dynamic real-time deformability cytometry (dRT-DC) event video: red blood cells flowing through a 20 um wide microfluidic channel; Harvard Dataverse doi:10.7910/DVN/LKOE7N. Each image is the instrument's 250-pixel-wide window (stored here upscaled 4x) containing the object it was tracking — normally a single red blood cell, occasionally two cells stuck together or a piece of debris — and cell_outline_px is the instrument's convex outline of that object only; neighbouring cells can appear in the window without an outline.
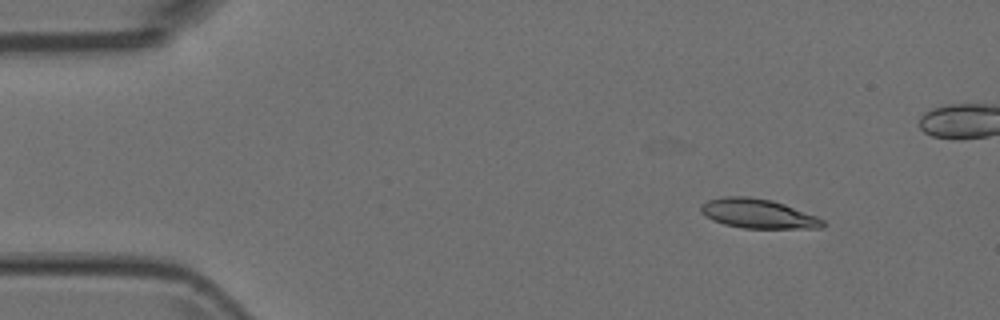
{"species": "Egyptian fruit bat (a non-hibernating species)", "species_latin": "Rousettus aegyptiacus", "temperature_condition": "room temperature", "stored_images_in_passage": 10, "segment_of_instrument_passage": [1, 2], "camera_frame_rate_fps": 3000, "um_per_image_px": 0.085, "animal": {"sex": "female"}, "frame": {"image": 1, "passage_image": 1, "time_ms": 0.0, "image_size_px": [1000, 320], "cell_outline_px": [[824, 224], [820, 228], [744, 228], [724, 224], [712, 220], [704, 216], [700, 212], [700, 204], [708, 200], [724, 196], [748, 196], [772, 200], [784, 204], [816, 216], [824, 220]], "centroid_in_image_um": [64.37, 18.15], "position_along_channel_um": 20.6, "area_um2": 20.87}}
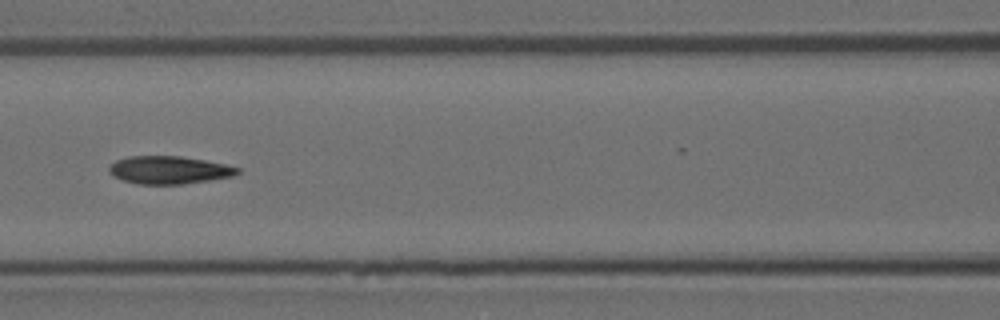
{"frame": {"image": 2, "passage_image": 6, "time_ms": 1.667, "image_size_px": [1000, 320], "cell_outline_px": [[240, 172], [232, 176], [184, 184], [136, 184], [112, 176], [108, 172], [108, 168], [116, 160], [128, 156], [180, 156], [204, 160], [224, 164], [240, 168]], "centroid_in_image_um": [14.34, 14.45], "position_along_channel_um": 152.3, "area_um2": 20.75}}
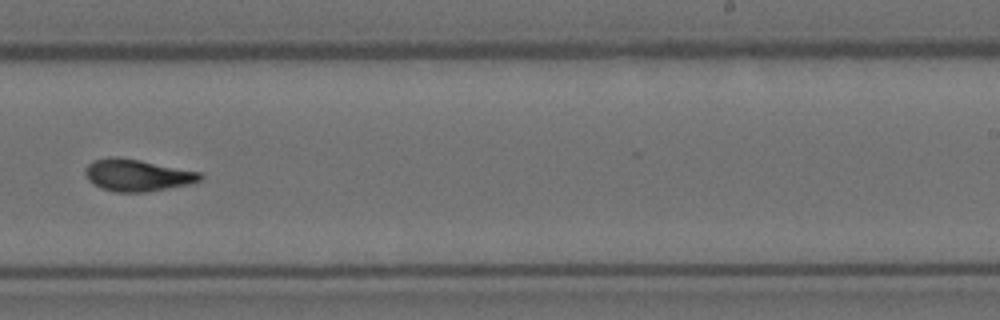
{"frame": {"image": 3, "passage_image": 9, "time_ms": 2.667, "image_size_px": [1000, 320], "cell_outline_px": [[204, 176], [200, 180], [188, 184], [144, 192], [112, 192], [100, 188], [88, 180], [84, 172], [84, 168], [92, 160], [108, 156], [116, 156], [140, 160], [200, 172]], "centroid_in_image_um": [11.59, 14.88], "position_along_channel_um": 277.4, "area_um2": 21.44}}